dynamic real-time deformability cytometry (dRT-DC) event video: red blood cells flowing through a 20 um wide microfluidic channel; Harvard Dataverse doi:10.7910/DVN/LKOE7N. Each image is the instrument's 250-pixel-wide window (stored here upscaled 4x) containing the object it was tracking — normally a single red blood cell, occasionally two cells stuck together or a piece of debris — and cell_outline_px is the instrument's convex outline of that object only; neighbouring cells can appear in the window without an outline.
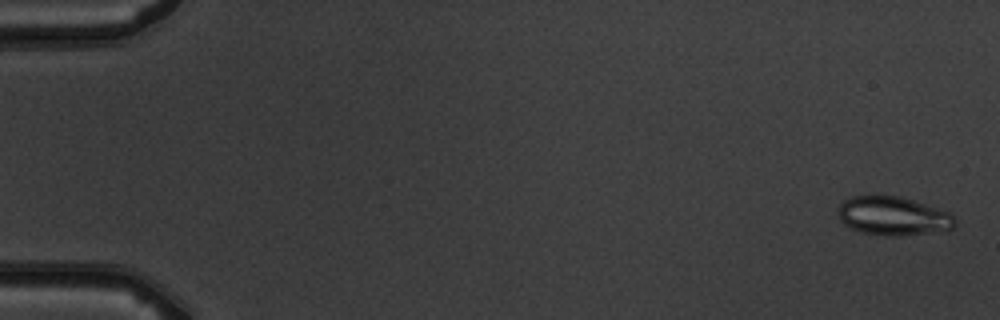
{"species": "common noctule bat (a hibernating species)", "species_latin": "Nyctalus noctula", "temperature_condition": "warm", "stored_images_in_passage": 7, "camera_frame_rate_fps": 3000, "um_per_image_px": 0.085, "animal": {"sex": "male", "body_mass_g": 19.5, "forearm_length_mm": 54.6}, "frame": {"image": 1, "passage_image": 1, "time_ms": 0.0, "image_size_px": [1000, 320], "cell_outline_px": [[956, 224], [948, 232], [900, 236], [888, 236], [860, 232], [844, 224], [840, 220], [840, 204], [844, 200], [852, 196], [900, 196], [952, 212], [956, 220]], "centroid_in_image_um": [76.02, 18.38], "position_along_channel_um": 9.0, "area_um2": 26.76}}
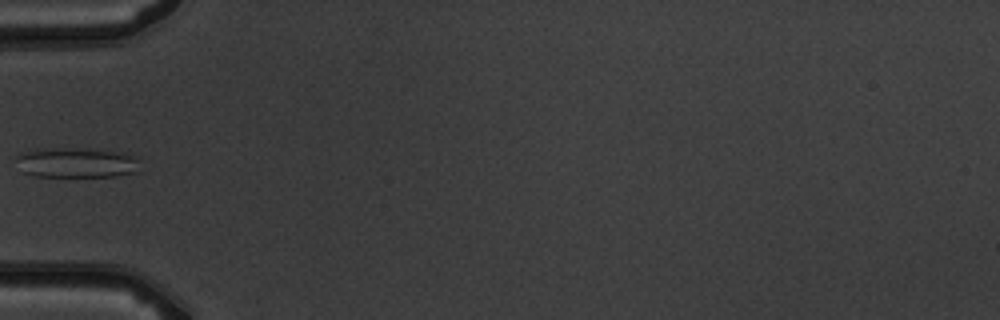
{"frame": {"image": 2, "passage_image": 5, "time_ms": 5.667, "image_size_px": [1000, 320], "cell_outline_px": [[136, 172], [112, 176], [32, 176], [20, 172], [16, 156], [20, 152], [36, 148], [68, 148], [124, 152], [132, 156], [136, 160]], "centroid_in_image_um": [6.36, 13.82], "position_along_channel_um": 78.6, "area_um2": 21.56}}